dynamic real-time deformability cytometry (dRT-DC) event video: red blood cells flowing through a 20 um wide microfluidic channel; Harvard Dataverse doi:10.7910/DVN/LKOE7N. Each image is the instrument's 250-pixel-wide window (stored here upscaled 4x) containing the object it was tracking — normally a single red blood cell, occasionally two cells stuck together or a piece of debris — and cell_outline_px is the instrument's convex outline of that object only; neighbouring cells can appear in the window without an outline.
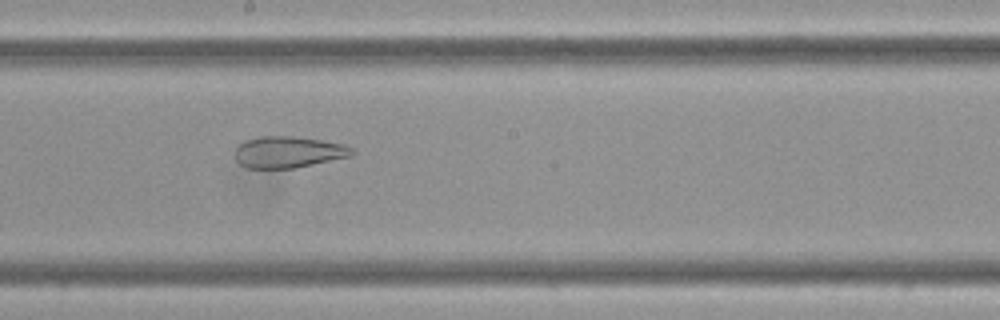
{"species": "Egyptian fruit bat (a non-hibernating species)", "species_latin": "Rousettus aegyptiacus", "temperature_condition": "cold", "stored_images_in_passage": 59, "camera_frame_rate_fps": 3000, "um_per_image_px": 0.085, "frame": {"image": 1, "passage_image": 33, "time_ms": 10.667, "image_size_px": [1000, 320], "cell_outline_px": [[356, 152], [352, 156], [296, 168], [248, 168], [240, 164], [236, 160], [236, 148], [244, 140], [260, 136], [292, 136], [320, 140], [344, 144], [352, 148]], "centroid_in_image_um": [24.53, 12.93], "position_along_channel_um": 223.7, "area_um2": 21.5}}
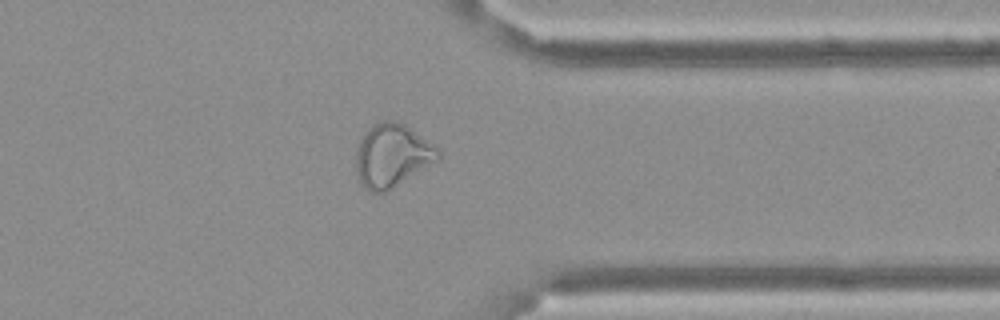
{"frame": {"image": 2, "passage_image": 47, "time_ms": 15.333, "image_size_px": [1000, 320], "cell_outline_px": [[440, 156], [436, 160], [384, 192], [368, 192], [364, 188], [356, 172], [356, 148], [360, 140], [368, 128], [372, 124], [384, 120], [396, 120], [404, 124], [440, 148]], "centroid_in_image_um": [33.29, 13.18], "position_along_channel_um": 378.1, "area_um2": 29.82}}